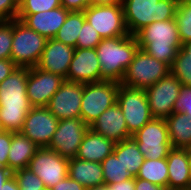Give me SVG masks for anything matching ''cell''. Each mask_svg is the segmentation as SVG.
I'll list each match as a JSON object with an SVG mask.
<instances>
[{
	"instance_id": "d6a6232c",
	"label": "cell",
	"mask_w": 191,
	"mask_h": 190,
	"mask_svg": "<svg viewBox=\"0 0 191 190\" xmlns=\"http://www.w3.org/2000/svg\"><path fill=\"white\" fill-rule=\"evenodd\" d=\"M20 190H42L45 187L43 181L29 168H23L13 172Z\"/></svg>"
},
{
	"instance_id": "d4e9b609",
	"label": "cell",
	"mask_w": 191,
	"mask_h": 190,
	"mask_svg": "<svg viewBox=\"0 0 191 190\" xmlns=\"http://www.w3.org/2000/svg\"><path fill=\"white\" fill-rule=\"evenodd\" d=\"M165 120L172 148H188L191 145V119L184 113L173 112Z\"/></svg>"
},
{
	"instance_id": "836d02e7",
	"label": "cell",
	"mask_w": 191,
	"mask_h": 190,
	"mask_svg": "<svg viewBox=\"0 0 191 190\" xmlns=\"http://www.w3.org/2000/svg\"><path fill=\"white\" fill-rule=\"evenodd\" d=\"M102 37L93 28L88 21H84L81 28V32L78 35L76 41V48L90 49L96 48V46L101 42Z\"/></svg>"
},
{
	"instance_id": "6da1fadb",
	"label": "cell",
	"mask_w": 191,
	"mask_h": 190,
	"mask_svg": "<svg viewBox=\"0 0 191 190\" xmlns=\"http://www.w3.org/2000/svg\"><path fill=\"white\" fill-rule=\"evenodd\" d=\"M28 72L29 67H17L0 83V123L4 131L20 132L32 108L26 91Z\"/></svg>"
},
{
	"instance_id": "7dc6e473",
	"label": "cell",
	"mask_w": 191,
	"mask_h": 190,
	"mask_svg": "<svg viewBox=\"0 0 191 190\" xmlns=\"http://www.w3.org/2000/svg\"><path fill=\"white\" fill-rule=\"evenodd\" d=\"M86 190H106V184L93 186V187L87 188Z\"/></svg>"
},
{
	"instance_id": "30bf717a",
	"label": "cell",
	"mask_w": 191,
	"mask_h": 190,
	"mask_svg": "<svg viewBox=\"0 0 191 190\" xmlns=\"http://www.w3.org/2000/svg\"><path fill=\"white\" fill-rule=\"evenodd\" d=\"M86 21L102 38L129 35L122 3L114 5H89L84 10Z\"/></svg>"
},
{
	"instance_id": "603a6c76",
	"label": "cell",
	"mask_w": 191,
	"mask_h": 190,
	"mask_svg": "<svg viewBox=\"0 0 191 190\" xmlns=\"http://www.w3.org/2000/svg\"><path fill=\"white\" fill-rule=\"evenodd\" d=\"M39 147L28 137L20 132H11V144L8 154V168L16 170L28 168L31 158L35 155Z\"/></svg>"
},
{
	"instance_id": "3957f363",
	"label": "cell",
	"mask_w": 191,
	"mask_h": 190,
	"mask_svg": "<svg viewBox=\"0 0 191 190\" xmlns=\"http://www.w3.org/2000/svg\"><path fill=\"white\" fill-rule=\"evenodd\" d=\"M101 67V81L121 83L125 71L139 49L136 37L129 34L113 38H102L96 46Z\"/></svg>"
},
{
	"instance_id": "ab89813d",
	"label": "cell",
	"mask_w": 191,
	"mask_h": 190,
	"mask_svg": "<svg viewBox=\"0 0 191 190\" xmlns=\"http://www.w3.org/2000/svg\"><path fill=\"white\" fill-rule=\"evenodd\" d=\"M89 5V0H61V6L70 12L84 11Z\"/></svg>"
},
{
	"instance_id": "484cf974",
	"label": "cell",
	"mask_w": 191,
	"mask_h": 190,
	"mask_svg": "<svg viewBox=\"0 0 191 190\" xmlns=\"http://www.w3.org/2000/svg\"><path fill=\"white\" fill-rule=\"evenodd\" d=\"M113 153L117 158H120L125 169H127L133 177H136L145 160V157L140 152L136 141L133 138H129L115 143Z\"/></svg>"
},
{
	"instance_id": "5b68a950",
	"label": "cell",
	"mask_w": 191,
	"mask_h": 190,
	"mask_svg": "<svg viewBox=\"0 0 191 190\" xmlns=\"http://www.w3.org/2000/svg\"><path fill=\"white\" fill-rule=\"evenodd\" d=\"M47 39L28 28L18 19L13 20L11 60L18 67L37 66Z\"/></svg>"
},
{
	"instance_id": "d590c367",
	"label": "cell",
	"mask_w": 191,
	"mask_h": 190,
	"mask_svg": "<svg viewBox=\"0 0 191 190\" xmlns=\"http://www.w3.org/2000/svg\"><path fill=\"white\" fill-rule=\"evenodd\" d=\"M173 111L184 113L191 119V86H182Z\"/></svg>"
},
{
	"instance_id": "d6986e66",
	"label": "cell",
	"mask_w": 191,
	"mask_h": 190,
	"mask_svg": "<svg viewBox=\"0 0 191 190\" xmlns=\"http://www.w3.org/2000/svg\"><path fill=\"white\" fill-rule=\"evenodd\" d=\"M69 12L63 6H60L50 11L35 14H18L16 19L46 39H52L64 24Z\"/></svg>"
},
{
	"instance_id": "83f0119b",
	"label": "cell",
	"mask_w": 191,
	"mask_h": 190,
	"mask_svg": "<svg viewBox=\"0 0 191 190\" xmlns=\"http://www.w3.org/2000/svg\"><path fill=\"white\" fill-rule=\"evenodd\" d=\"M136 178L167 187L168 165L166 158L157 160L145 159Z\"/></svg>"
},
{
	"instance_id": "b9f144b4",
	"label": "cell",
	"mask_w": 191,
	"mask_h": 190,
	"mask_svg": "<svg viewBox=\"0 0 191 190\" xmlns=\"http://www.w3.org/2000/svg\"><path fill=\"white\" fill-rule=\"evenodd\" d=\"M106 190H135V177L120 183L106 184Z\"/></svg>"
},
{
	"instance_id": "5bb4252c",
	"label": "cell",
	"mask_w": 191,
	"mask_h": 190,
	"mask_svg": "<svg viewBox=\"0 0 191 190\" xmlns=\"http://www.w3.org/2000/svg\"><path fill=\"white\" fill-rule=\"evenodd\" d=\"M59 120L46 107H32L27 113L21 134L39 148L48 147L57 129Z\"/></svg>"
},
{
	"instance_id": "8992f818",
	"label": "cell",
	"mask_w": 191,
	"mask_h": 190,
	"mask_svg": "<svg viewBox=\"0 0 191 190\" xmlns=\"http://www.w3.org/2000/svg\"><path fill=\"white\" fill-rule=\"evenodd\" d=\"M170 67L144 50L138 49L132 62L125 71L120 84L135 89H147L165 77Z\"/></svg>"
},
{
	"instance_id": "ffe728a7",
	"label": "cell",
	"mask_w": 191,
	"mask_h": 190,
	"mask_svg": "<svg viewBox=\"0 0 191 190\" xmlns=\"http://www.w3.org/2000/svg\"><path fill=\"white\" fill-rule=\"evenodd\" d=\"M89 128L115 143L132 138L117 102L106 109Z\"/></svg>"
},
{
	"instance_id": "74e56055",
	"label": "cell",
	"mask_w": 191,
	"mask_h": 190,
	"mask_svg": "<svg viewBox=\"0 0 191 190\" xmlns=\"http://www.w3.org/2000/svg\"><path fill=\"white\" fill-rule=\"evenodd\" d=\"M11 144V132L0 131V167L8 168V154Z\"/></svg>"
},
{
	"instance_id": "ee69618b",
	"label": "cell",
	"mask_w": 191,
	"mask_h": 190,
	"mask_svg": "<svg viewBox=\"0 0 191 190\" xmlns=\"http://www.w3.org/2000/svg\"><path fill=\"white\" fill-rule=\"evenodd\" d=\"M13 176V172L7 167H0V190L4 183Z\"/></svg>"
},
{
	"instance_id": "f35d334b",
	"label": "cell",
	"mask_w": 191,
	"mask_h": 190,
	"mask_svg": "<svg viewBox=\"0 0 191 190\" xmlns=\"http://www.w3.org/2000/svg\"><path fill=\"white\" fill-rule=\"evenodd\" d=\"M50 190H86V188L70 176H66L58 184L50 188Z\"/></svg>"
},
{
	"instance_id": "8d00e7d4",
	"label": "cell",
	"mask_w": 191,
	"mask_h": 190,
	"mask_svg": "<svg viewBox=\"0 0 191 190\" xmlns=\"http://www.w3.org/2000/svg\"><path fill=\"white\" fill-rule=\"evenodd\" d=\"M19 13V0H0V21H11Z\"/></svg>"
},
{
	"instance_id": "f1b7e54d",
	"label": "cell",
	"mask_w": 191,
	"mask_h": 190,
	"mask_svg": "<svg viewBox=\"0 0 191 190\" xmlns=\"http://www.w3.org/2000/svg\"><path fill=\"white\" fill-rule=\"evenodd\" d=\"M170 72L177 77L182 86H191V41L181 45Z\"/></svg>"
},
{
	"instance_id": "bcb514c9",
	"label": "cell",
	"mask_w": 191,
	"mask_h": 190,
	"mask_svg": "<svg viewBox=\"0 0 191 190\" xmlns=\"http://www.w3.org/2000/svg\"><path fill=\"white\" fill-rule=\"evenodd\" d=\"M90 5H114L122 3V0H89Z\"/></svg>"
},
{
	"instance_id": "7c38bea8",
	"label": "cell",
	"mask_w": 191,
	"mask_h": 190,
	"mask_svg": "<svg viewBox=\"0 0 191 190\" xmlns=\"http://www.w3.org/2000/svg\"><path fill=\"white\" fill-rule=\"evenodd\" d=\"M88 129L89 126L81 118L59 120L47 148L57 152L61 157L75 158Z\"/></svg>"
},
{
	"instance_id": "44dd1931",
	"label": "cell",
	"mask_w": 191,
	"mask_h": 190,
	"mask_svg": "<svg viewBox=\"0 0 191 190\" xmlns=\"http://www.w3.org/2000/svg\"><path fill=\"white\" fill-rule=\"evenodd\" d=\"M168 190H186L191 185L190 153L188 148H172L166 157Z\"/></svg>"
},
{
	"instance_id": "f6af8a7d",
	"label": "cell",
	"mask_w": 191,
	"mask_h": 190,
	"mask_svg": "<svg viewBox=\"0 0 191 190\" xmlns=\"http://www.w3.org/2000/svg\"><path fill=\"white\" fill-rule=\"evenodd\" d=\"M2 190H20L18 182L14 175L4 183Z\"/></svg>"
},
{
	"instance_id": "e575fe53",
	"label": "cell",
	"mask_w": 191,
	"mask_h": 190,
	"mask_svg": "<svg viewBox=\"0 0 191 190\" xmlns=\"http://www.w3.org/2000/svg\"><path fill=\"white\" fill-rule=\"evenodd\" d=\"M13 20L0 21V59H11Z\"/></svg>"
},
{
	"instance_id": "4dcf8cb0",
	"label": "cell",
	"mask_w": 191,
	"mask_h": 190,
	"mask_svg": "<svg viewBox=\"0 0 191 190\" xmlns=\"http://www.w3.org/2000/svg\"><path fill=\"white\" fill-rule=\"evenodd\" d=\"M175 20L178 26V34L181 43L191 41V7L183 0H179L175 12Z\"/></svg>"
},
{
	"instance_id": "ac0fdd59",
	"label": "cell",
	"mask_w": 191,
	"mask_h": 190,
	"mask_svg": "<svg viewBox=\"0 0 191 190\" xmlns=\"http://www.w3.org/2000/svg\"><path fill=\"white\" fill-rule=\"evenodd\" d=\"M74 51L75 48L54 38L47 39L37 67L66 79Z\"/></svg>"
},
{
	"instance_id": "9a60e30c",
	"label": "cell",
	"mask_w": 191,
	"mask_h": 190,
	"mask_svg": "<svg viewBox=\"0 0 191 190\" xmlns=\"http://www.w3.org/2000/svg\"><path fill=\"white\" fill-rule=\"evenodd\" d=\"M65 78L37 66L29 68L26 91L32 107H46Z\"/></svg>"
},
{
	"instance_id": "277c9868",
	"label": "cell",
	"mask_w": 191,
	"mask_h": 190,
	"mask_svg": "<svg viewBox=\"0 0 191 190\" xmlns=\"http://www.w3.org/2000/svg\"><path fill=\"white\" fill-rule=\"evenodd\" d=\"M179 0H122L129 34L135 35L152 22L175 18Z\"/></svg>"
},
{
	"instance_id": "7bdbcfd3",
	"label": "cell",
	"mask_w": 191,
	"mask_h": 190,
	"mask_svg": "<svg viewBox=\"0 0 191 190\" xmlns=\"http://www.w3.org/2000/svg\"><path fill=\"white\" fill-rule=\"evenodd\" d=\"M135 190H168L167 187L153 184L147 180L135 177Z\"/></svg>"
},
{
	"instance_id": "7402d4cb",
	"label": "cell",
	"mask_w": 191,
	"mask_h": 190,
	"mask_svg": "<svg viewBox=\"0 0 191 190\" xmlns=\"http://www.w3.org/2000/svg\"><path fill=\"white\" fill-rule=\"evenodd\" d=\"M114 146L115 142L89 128L79 146L76 158L101 163L113 153Z\"/></svg>"
},
{
	"instance_id": "e0dca14e",
	"label": "cell",
	"mask_w": 191,
	"mask_h": 190,
	"mask_svg": "<svg viewBox=\"0 0 191 190\" xmlns=\"http://www.w3.org/2000/svg\"><path fill=\"white\" fill-rule=\"evenodd\" d=\"M65 80L82 84L101 82V67L95 48L75 49Z\"/></svg>"
},
{
	"instance_id": "2e32d148",
	"label": "cell",
	"mask_w": 191,
	"mask_h": 190,
	"mask_svg": "<svg viewBox=\"0 0 191 190\" xmlns=\"http://www.w3.org/2000/svg\"><path fill=\"white\" fill-rule=\"evenodd\" d=\"M83 84L66 81L50 99L46 108L58 120L80 118Z\"/></svg>"
},
{
	"instance_id": "60d3db41",
	"label": "cell",
	"mask_w": 191,
	"mask_h": 190,
	"mask_svg": "<svg viewBox=\"0 0 191 190\" xmlns=\"http://www.w3.org/2000/svg\"><path fill=\"white\" fill-rule=\"evenodd\" d=\"M18 66L11 59H0V83Z\"/></svg>"
},
{
	"instance_id": "1f68e13d",
	"label": "cell",
	"mask_w": 191,
	"mask_h": 190,
	"mask_svg": "<svg viewBox=\"0 0 191 190\" xmlns=\"http://www.w3.org/2000/svg\"><path fill=\"white\" fill-rule=\"evenodd\" d=\"M61 6V0H19L18 14H35Z\"/></svg>"
},
{
	"instance_id": "9c48e42d",
	"label": "cell",
	"mask_w": 191,
	"mask_h": 190,
	"mask_svg": "<svg viewBox=\"0 0 191 190\" xmlns=\"http://www.w3.org/2000/svg\"><path fill=\"white\" fill-rule=\"evenodd\" d=\"M132 138L145 159L166 158L172 149L165 119L153 118L132 135Z\"/></svg>"
},
{
	"instance_id": "52a82bcc",
	"label": "cell",
	"mask_w": 191,
	"mask_h": 190,
	"mask_svg": "<svg viewBox=\"0 0 191 190\" xmlns=\"http://www.w3.org/2000/svg\"><path fill=\"white\" fill-rule=\"evenodd\" d=\"M120 83L101 81L83 84L80 118L90 127L110 106L117 102Z\"/></svg>"
},
{
	"instance_id": "8fae6325",
	"label": "cell",
	"mask_w": 191,
	"mask_h": 190,
	"mask_svg": "<svg viewBox=\"0 0 191 190\" xmlns=\"http://www.w3.org/2000/svg\"><path fill=\"white\" fill-rule=\"evenodd\" d=\"M181 88L180 81L169 72L154 85L145 89L153 118L166 119L174 112L173 108Z\"/></svg>"
},
{
	"instance_id": "f546056e",
	"label": "cell",
	"mask_w": 191,
	"mask_h": 190,
	"mask_svg": "<svg viewBox=\"0 0 191 190\" xmlns=\"http://www.w3.org/2000/svg\"><path fill=\"white\" fill-rule=\"evenodd\" d=\"M101 167L105 184L120 183L133 178L114 153L101 162Z\"/></svg>"
},
{
	"instance_id": "c3c4849f",
	"label": "cell",
	"mask_w": 191,
	"mask_h": 190,
	"mask_svg": "<svg viewBox=\"0 0 191 190\" xmlns=\"http://www.w3.org/2000/svg\"><path fill=\"white\" fill-rule=\"evenodd\" d=\"M188 6L191 7V0H183Z\"/></svg>"
},
{
	"instance_id": "4fadbf2b",
	"label": "cell",
	"mask_w": 191,
	"mask_h": 190,
	"mask_svg": "<svg viewBox=\"0 0 191 190\" xmlns=\"http://www.w3.org/2000/svg\"><path fill=\"white\" fill-rule=\"evenodd\" d=\"M69 159L47 147L39 148L28 168L50 189L68 176Z\"/></svg>"
},
{
	"instance_id": "681fc988",
	"label": "cell",
	"mask_w": 191,
	"mask_h": 190,
	"mask_svg": "<svg viewBox=\"0 0 191 190\" xmlns=\"http://www.w3.org/2000/svg\"><path fill=\"white\" fill-rule=\"evenodd\" d=\"M189 153L191 155V145L188 147Z\"/></svg>"
},
{
	"instance_id": "7a4b0ae2",
	"label": "cell",
	"mask_w": 191,
	"mask_h": 190,
	"mask_svg": "<svg viewBox=\"0 0 191 190\" xmlns=\"http://www.w3.org/2000/svg\"><path fill=\"white\" fill-rule=\"evenodd\" d=\"M134 36L140 49L169 67L173 64L182 45L175 18L152 22Z\"/></svg>"
},
{
	"instance_id": "ba28073f",
	"label": "cell",
	"mask_w": 191,
	"mask_h": 190,
	"mask_svg": "<svg viewBox=\"0 0 191 190\" xmlns=\"http://www.w3.org/2000/svg\"><path fill=\"white\" fill-rule=\"evenodd\" d=\"M117 103L122 109L128 133L132 136L153 117L144 89H135L120 84Z\"/></svg>"
},
{
	"instance_id": "cb8c5ba5",
	"label": "cell",
	"mask_w": 191,
	"mask_h": 190,
	"mask_svg": "<svg viewBox=\"0 0 191 190\" xmlns=\"http://www.w3.org/2000/svg\"><path fill=\"white\" fill-rule=\"evenodd\" d=\"M68 176L86 189L105 184L101 163L78 158L69 159Z\"/></svg>"
},
{
	"instance_id": "4316f807",
	"label": "cell",
	"mask_w": 191,
	"mask_h": 190,
	"mask_svg": "<svg viewBox=\"0 0 191 190\" xmlns=\"http://www.w3.org/2000/svg\"><path fill=\"white\" fill-rule=\"evenodd\" d=\"M85 20L84 11L69 12L54 39L76 49V41Z\"/></svg>"
}]
</instances>
